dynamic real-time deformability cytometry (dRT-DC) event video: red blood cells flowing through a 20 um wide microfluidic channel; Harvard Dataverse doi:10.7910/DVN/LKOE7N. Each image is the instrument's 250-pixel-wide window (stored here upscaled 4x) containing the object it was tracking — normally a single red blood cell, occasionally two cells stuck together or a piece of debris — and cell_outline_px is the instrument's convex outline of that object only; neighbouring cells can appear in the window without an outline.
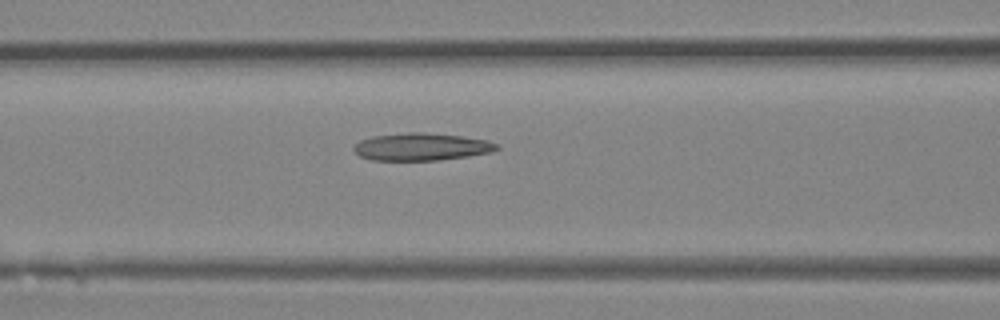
{"species": "Egyptian fruit bat (a non-hibernating species)", "species_latin": "Rousettus aegyptiacus", "temperature_condition": "room temperature", "stored_images_in_passage": 36, "camera_frame_rate_fps": 3000, "um_per_image_px": 0.085, "animal": {"sex": "female"}, "frame": {"image": 1, "passage_image": 17, "time_ms": 5.333, "image_size_px": [1000, 320], "cell_outline_px": [[500, 148], [492, 152], [468, 156], [440, 160], [372, 160], [360, 156], [352, 148], [360, 140], [372, 136], [408, 132], [424, 132], [460, 136], [488, 140], [496, 144]], "centroid_in_image_um": [35.82, 12.47], "position_along_channel_um": 130.8, "area_um2": 22.83}}
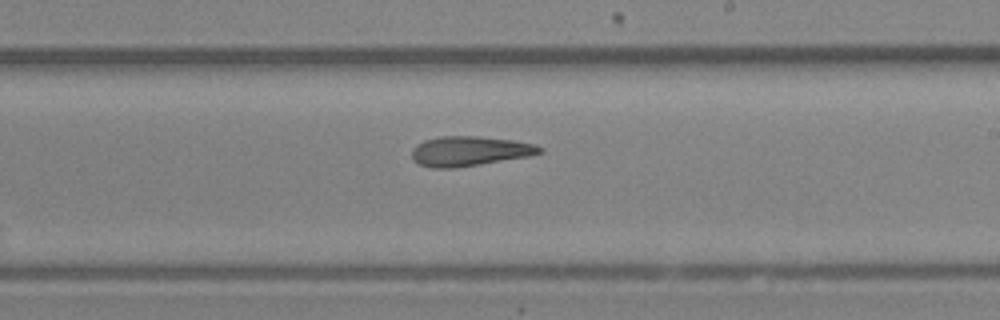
{"frame": {"image": 2, "passage_image": 24, "time_ms": 7.667, "image_size_px": [1000, 320], "cell_outline_px": [[544, 152], [528, 156], [456, 168], [432, 168], [420, 164], [412, 160], [412, 148], [416, 144], [424, 140], [440, 136], [476, 136], [512, 140], [536, 144], [544, 148]], "centroid_in_image_um": [39.9, 12.84], "position_along_channel_um": 249.1, "area_um2": 22.25}}
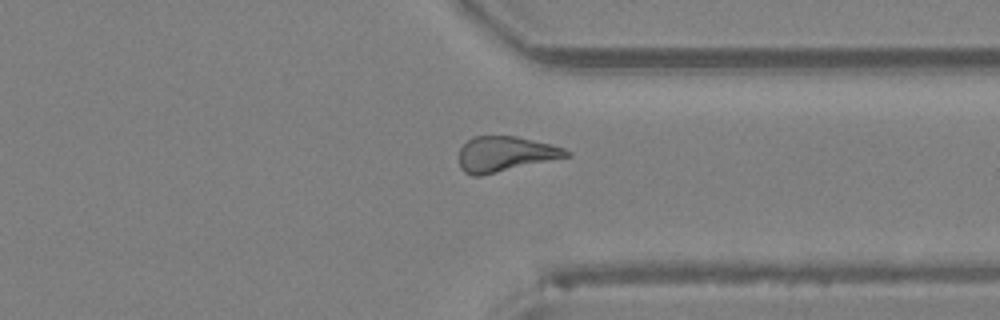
{"frame": {"image": 3, "passage_image": 31, "time_ms": 10.0, "image_size_px": [1000, 320], "cell_outline_px": [[572, 156], [480, 176], [472, 176], [464, 172], [460, 168], [460, 148], [472, 136], [516, 136], [552, 144], [564, 148], [572, 152]], "centroid_in_image_um": [42.98, 13.09], "position_along_channel_um": 368.4, "area_um2": 22.2}}